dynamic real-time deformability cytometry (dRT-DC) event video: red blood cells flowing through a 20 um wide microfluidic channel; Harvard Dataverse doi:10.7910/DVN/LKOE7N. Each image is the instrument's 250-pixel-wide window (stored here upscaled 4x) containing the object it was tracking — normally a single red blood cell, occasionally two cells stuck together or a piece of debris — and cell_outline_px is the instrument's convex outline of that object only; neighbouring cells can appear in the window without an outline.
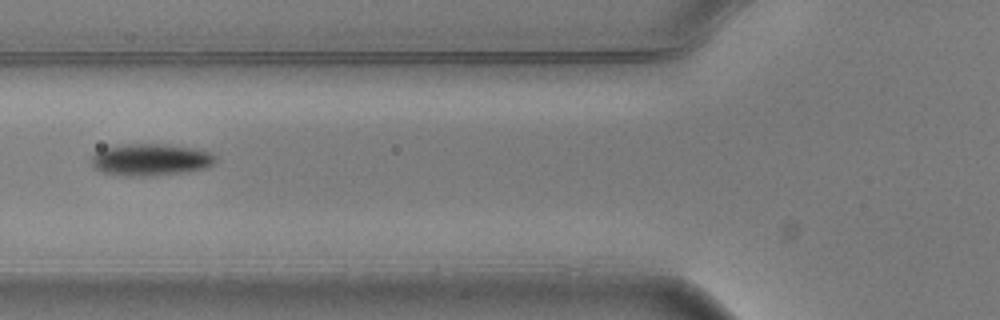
{"species": "common noctule bat (a hibernating species)", "species_latin": "Nyctalus noctula", "temperature_condition": "warm", "stored_images_in_passage": 7, "camera_frame_rate_fps": 3000, "um_per_image_px": 0.085, "animal": {"sex": "male", "body_mass_g": 20.5, "forearm_length_mm": 52.5}, "frame": {"image": 1, "passage_image": 3, "time_ms": 0.667, "image_size_px": [1000, 320], "cell_outline_px": [[216, 160], [212, 164], [204, 168], [180, 172], [152, 176], [128, 176], [104, 172], [96, 168], [92, 164], [92, 156], [104, 148], [128, 144], [164, 144], [196, 148], [208, 152], [216, 156]], "centroid_in_image_um": [12.82, 13.57], "position_along_channel_um": 113.0, "area_um2": 22.66}}
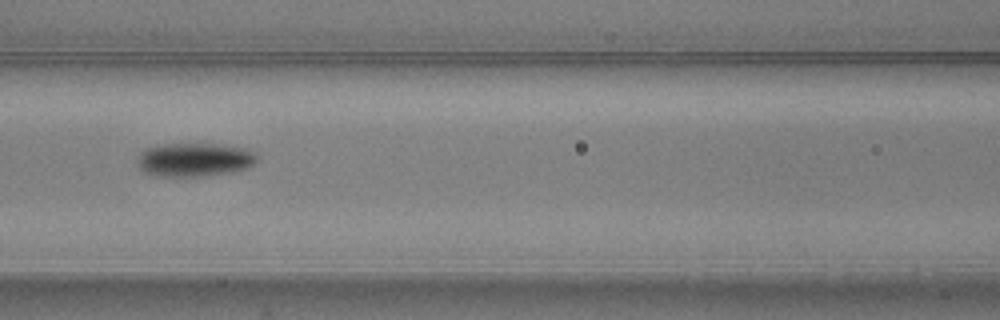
{"frame": {"image": 2, "passage_image": 4, "time_ms": 1.0, "image_size_px": [1000, 320], "cell_outline_px": [[256, 160], [252, 164], [244, 168], [232, 172], [200, 176], [156, 176], [144, 172], [140, 168], [140, 152], [148, 148], [160, 144], [216, 144], [244, 148], [252, 152], [256, 156]], "centroid_in_image_um": [16.51, 13.57], "position_along_channel_um": 150.1, "area_um2": 22.95}}
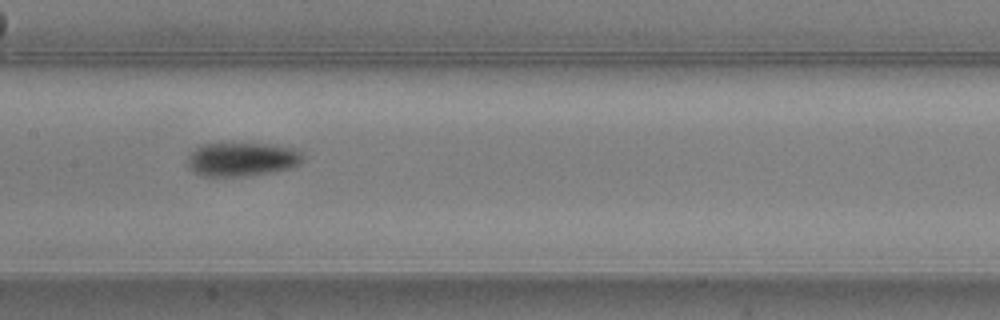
{"frame": {"image": 3, "passage_image": 5, "time_ms": 1.333, "image_size_px": [1000, 320], "cell_outline_px": [[304, 160], [300, 164], [292, 168], [252, 176], [200, 176], [192, 172], [188, 168], [188, 156], [200, 144], [220, 140], [268, 144], [292, 148], [300, 152], [304, 156]], "centroid_in_image_um": [20.52, 13.5], "position_along_channel_um": 186.9, "area_um2": 23.87}}